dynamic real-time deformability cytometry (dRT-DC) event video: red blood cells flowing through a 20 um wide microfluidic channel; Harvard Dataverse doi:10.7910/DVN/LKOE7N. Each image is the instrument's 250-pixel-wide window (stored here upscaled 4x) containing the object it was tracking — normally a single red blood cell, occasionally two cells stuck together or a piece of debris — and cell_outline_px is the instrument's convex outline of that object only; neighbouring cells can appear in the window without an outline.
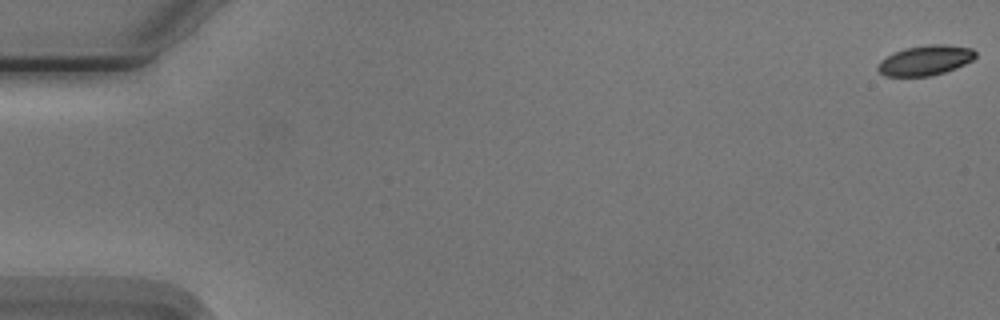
{"species": "Egyptian fruit bat (a non-hibernating species)", "species_latin": "Rousettus aegyptiacus", "temperature_condition": "cold", "stored_images_in_passage": 10, "camera_frame_rate_fps": 3000, "um_per_image_px": 0.085, "animal": {"sex": "male"}, "frame": {"image": 1, "passage_image": 1, "time_ms": 0.0, "image_size_px": [1000, 320], "cell_outline_px": [[976, 56], [972, 60], [956, 68], [944, 72], [928, 76], [884, 76], [876, 68], [880, 60], [904, 48], [928, 44], [944, 44], [972, 48], [976, 52]], "centroid_in_image_um": [78.65, 5.12], "position_along_channel_um": 6.3, "area_um2": 16.99}}